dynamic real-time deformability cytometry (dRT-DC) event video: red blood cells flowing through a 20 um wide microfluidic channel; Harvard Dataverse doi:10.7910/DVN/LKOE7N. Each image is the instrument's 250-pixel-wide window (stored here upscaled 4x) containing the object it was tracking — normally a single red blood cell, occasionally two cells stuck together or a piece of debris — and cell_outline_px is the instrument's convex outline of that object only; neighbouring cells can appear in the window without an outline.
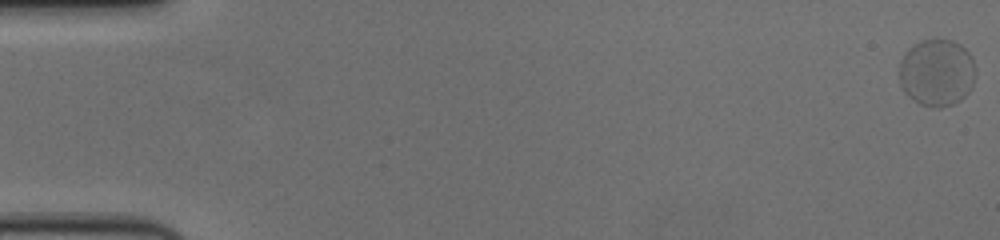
{"species": "human", "species_latin": "Homo sapiens", "temperature_condition": "cold", "stored_images_in_passage": 59, "camera_frame_rate_fps": 3000, "um_per_image_px": 0.085, "donor": {"sex": "female"}, "frame": {"image": 1, "passage_image": 1, "time_ms": 0.0, "image_size_px": [1000, 240], "cell_outline_px": [[976, 76], [968, 92], [960, 100], [952, 104], [940, 108], [932, 108], [920, 104], [912, 100], [904, 92], [900, 84], [900, 60], [904, 52], [920, 40], [936, 36], [952, 40], [960, 44], [972, 56], [976, 68]], "centroid_in_image_um": [79.63, 6.14], "position_along_channel_um": 5.4, "area_um2": 30.63}}
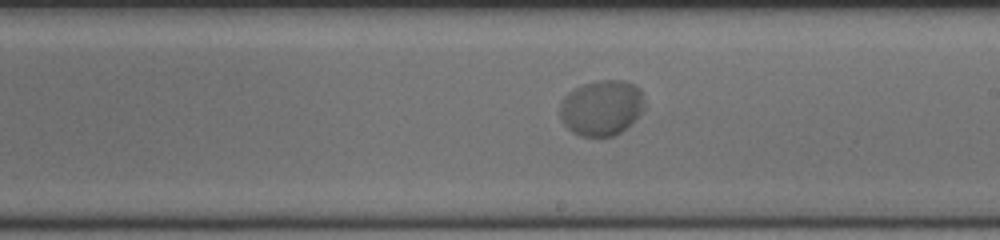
{"frame": {"image": 2, "passage_image": 35, "time_ms": 11.333, "image_size_px": [1000, 240], "cell_outline_px": [[644, 108], [620, 132], [612, 136], [580, 136], [572, 132], [564, 124], [560, 116], [560, 104], [564, 96], [568, 92], [584, 84], [596, 80], [624, 80], [636, 84], [640, 88], [644, 100]], "centroid_in_image_um": [51.11, 9.13], "position_along_channel_um": 237.9, "area_um2": 27.22}}
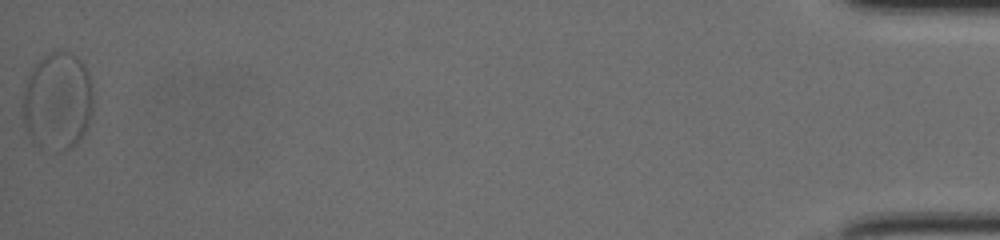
{"frame": {"image": 3, "passage_image": 59, "time_ms": 19.333, "image_size_px": [1000, 240], "cell_outline_px": [[92, 112], [88, 124], [84, 132], [76, 144], [68, 148], [40, 148], [32, 144], [24, 128], [24, 92], [28, 76], [32, 68], [44, 56], [52, 52], [68, 52], [76, 56], [84, 64], [92, 88]], "centroid_in_image_um": [4.88, 8.61], "position_along_channel_um": 430.3, "area_um2": 39.77}, "authors_computed_cell_mechanics": {"area_um2": 28.611, "velocity_mm_per_s": 3.6354, "shape_relaxation_time_tau1_ms": 5.0772, "shape_relaxation_time_tau2_ms": null, "deformation_change_tau1": 0.0609, "deformation_change_tau2": null}}